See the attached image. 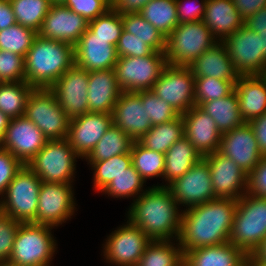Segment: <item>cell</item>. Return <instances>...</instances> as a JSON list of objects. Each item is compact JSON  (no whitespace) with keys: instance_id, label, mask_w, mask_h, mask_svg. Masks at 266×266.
Listing matches in <instances>:
<instances>
[{"instance_id":"1","label":"cell","mask_w":266,"mask_h":266,"mask_svg":"<svg viewBox=\"0 0 266 266\" xmlns=\"http://www.w3.org/2000/svg\"><path fill=\"white\" fill-rule=\"evenodd\" d=\"M238 200L216 198L184 209L178 242L183 255L203 246L229 242Z\"/></svg>"},{"instance_id":"2","label":"cell","mask_w":266,"mask_h":266,"mask_svg":"<svg viewBox=\"0 0 266 266\" xmlns=\"http://www.w3.org/2000/svg\"><path fill=\"white\" fill-rule=\"evenodd\" d=\"M181 211V212H180ZM183 211L166 186L152 185L128 209V221L152 241L178 240Z\"/></svg>"},{"instance_id":"3","label":"cell","mask_w":266,"mask_h":266,"mask_svg":"<svg viewBox=\"0 0 266 266\" xmlns=\"http://www.w3.org/2000/svg\"><path fill=\"white\" fill-rule=\"evenodd\" d=\"M74 65L73 45L37 35L25 57V81L33 88L49 89Z\"/></svg>"},{"instance_id":"4","label":"cell","mask_w":266,"mask_h":266,"mask_svg":"<svg viewBox=\"0 0 266 266\" xmlns=\"http://www.w3.org/2000/svg\"><path fill=\"white\" fill-rule=\"evenodd\" d=\"M266 237V198L246 193L238 199L229 242L251 255Z\"/></svg>"},{"instance_id":"5","label":"cell","mask_w":266,"mask_h":266,"mask_svg":"<svg viewBox=\"0 0 266 266\" xmlns=\"http://www.w3.org/2000/svg\"><path fill=\"white\" fill-rule=\"evenodd\" d=\"M49 225L20 223L8 262L18 266H50L56 248V238Z\"/></svg>"},{"instance_id":"6","label":"cell","mask_w":266,"mask_h":266,"mask_svg":"<svg viewBox=\"0 0 266 266\" xmlns=\"http://www.w3.org/2000/svg\"><path fill=\"white\" fill-rule=\"evenodd\" d=\"M217 42L202 21L179 23L166 37L167 64L189 66Z\"/></svg>"},{"instance_id":"7","label":"cell","mask_w":266,"mask_h":266,"mask_svg":"<svg viewBox=\"0 0 266 266\" xmlns=\"http://www.w3.org/2000/svg\"><path fill=\"white\" fill-rule=\"evenodd\" d=\"M79 157L66 138L48 140L26 166L43 182L73 184Z\"/></svg>"},{"instance_id":"8","label":"cell","mask_w":266,"mask_h":266,"mask_svg":"<svg viewBox=\"0 0 266 266\" xmlns=\"http://www.w3.org/2000/svg\"><path fill=\"white\" fill-rule=\"evenodd\" d=\"M42 180L26 165L7 186L0 201V212L20 223H36Z\"/></svg>"},{"instance_id":"9","label":"cell","mask_w":266,"mask_h":266,"mask_svg":"<svg viewBox=\"0 0 266 266\" xmlns=\"http://www.w3.org/2000/svg\"><path fill=\"white\" fill-rule=\"evenodd\" d=\"M24 116L35 124L47 140L65 139L68 135L70 119L50 89L32 90Z\"/></svg>"},{"instance_id":"10","label":"cell","mask_w":266,"mask_h":266,"mask_svg":"<svg viewBox=\"0 0 266 266\" xmlns=\"http://www.w3.org/2000/svg\"><path fill=\"white\" fill-rule=\"evenodd\" d=\"M166 66L165 53L154 51L145 57H118L114 71L122 91L138 92L151 90Z\"/></svg>"},{"instance_id":"11","label":"cell","mask_w":266,"mask_h":266,"mask_svg":"<svg viewBox=\"0 0 266 266\" xmlns=\"http://www.w3.org/2000/svg\"><path fill=\"white\" fill-rule=\"evenodd\" d=\"M151 91L181 115L195 105V76L188 66L167 64Z\"/></svg>"},{"instance_id":"12","label":"cell","mask_w":266,"mask_h":266,"mask_svg":"<svg viewBox=\"0 0 266 266\" xmlns=\"http://www.w3.org/2000/svg\"><path fill=\"white\" fill-rule=\"evenodd\" d=\"M152 240L128 220L112 231L105 240L103 258L114 266H137L139 259Z\"/></svg>"},{"instance_id":"13","label":"cell","mask_w":266,"mask_h":266,"mask_svg":"<svg viewBox=\"0 0 266 266\" xmlns=\"http://www.w3.org/2000/svg\"><path fill=\"white\" fill-rule=\"evenodd\" d=\"M72 185L42 181L38 196L36 224L56 228L71 220L77 209Z\"/></svg>"},{"instance_id":"14","label":"cell","mask_w":266,"mask_h":266,"mask_svg":"<svg viewBox=\"0 0 266 266\" xmlns=\"http://www.w3.org/2000/svg\"><path fill=\"white\" fill-rule=\"evenodd\" d=\"M234 69L240 76L261 75L266 67L261 37L243 25L223 41Z\"/></svg>"},{"instance_id":"15","label":"cell","mask_w":266,"mask_h":266,"mask_svg":"<svg viewBox=\"0 0 266 266\" xmlns=\"http://www.w3.org/2000/svg\"><path fill=\"white\" fill-rule=\"evenodd\" d=\"M166 187L178 202V206H186L185 209L217 198L212 188L209 165L204 158Z\"/></svg>"},{"instance_id":"16","label":"cell","mask_w":266,"mask_h":266,"mask_svg":"<svg viewBox=\"0 0 266 266\" xmlns=\"http://www.w3.org/2000/svg\"><path fill=\"white\" fill-rule=\"evenodd\" d=\"M89 72L74 65L49 89L69 119L88 112Z\"/></svg>"},{"instance_id":"17","label":"cell","mask_w":266,"mask_h":266,"mask_svg":"<svg viewBox=\"0 0 266 266\" xmlns=\"http://www.w3.org/2000/svg\"><path fill=\"white\" fill-rule=\"evenodd\" d=\"M47 141L31 120L21 116L10 119L0 147L27 165Z\"/></svg>"},{"instance_id":"18","label":"cell","mask_w":266,"mask_h":266,"mask_svg":"<svg viewBox=\"0 0 266 266\" xmlns=\"http://www.w3.org/2000/svg\"><path fill=\"white\" fill-rule=\"evenodd\" d=\"M210 169L212 188L217 198L238 200L247 193L245 173L231 158L219 151L203 156Z\"/></svg>"},{"instance_id":"19","label":"cell","mask_w":266,"mask_h":266,"mask_svg":"<svg viewBox=\"0 0 266 266\" xmlns=\"http://www.w3.org/2000/svg\"><path fill=\"white\" fill-rule=\"evenodd\" d=\"M111 125V114L87 112L70 119L66 139L80 159H85Z\"/></svg>"},{"instance_id":"20","label":"cell","mask_w":266,"mask_h":266,"mask_svg":"<svg viewBox=\"0 0 266 266\" xmlns=\"http://www.w3.org/2000/svg\"><path fill=\"white\" fill-rule=\"evenodd\" d=\"M219 152L231 158L245 173L249 174L263 156L249 123L225 132L221 136Z\"/></svg>"},{"instance_id":"21","label":"cell","mask_w":266,"mask_h":266,"mask_svg":"<svg viewBox=\"0 0 266 266\" xmlns=\"http://www.w3.org/2000/svg\"><path fill=\"white\" fill-rule=\"evenodd\" d=\"M88 21L64 5H51L38 35L75 45L88 29Z\"/></svg>"},{"instance_id":"22","label":"cell","mask_w":266,"mask_h":266,"mask_svg":"<svg viewBox=\"0 0 266 266\" xmlns=\"http://www.w3.org/2000/svg\"><path fill=\"white\" fill-rule=\"evenodd\" d=\"M112 124L119 127L134 141H139L151 127L146 105L137 92L122 91L113 107Z\"/></svg>"},{"instance_id":"23","label":"cell","mask_w":266,"mask_h":266,"mask_svg":"<svg viewBox=\"0 0 266 266\" xmlns=\"http://www.w3.org/2000/svg\"><path fill=\"white\" fill-rule=\"evenodd\" d=\"M181 116L185 136L202 156L219 151L222 134L204 109L194 105Z\"/></svg>"},{"instance_id":"24","label":"cell","mask_w":266,"mask_h":266,"mask_svg":"<svg viewBox=\"0 0 266 266\" xmlns=\"http://www.w3.org/2000/svg\"><path fill=\"white\" fill-rule=\"evenodd\" d=\"M75 65L88 72L114 69L118 60L116 46L107 39L95 37L87 29L74 45Z\"/></svg>"},{"instance_id":"25","label":"cell","mask_w":266,"mask_h":266,"mask_svg":"<svg viewBox=\"0 0 266 266\" xmlns=\"http://www.w3.org/2000/svg\"><path fill=\"white\" fill-rule=\"evenodd\" d=\"M121 92L114 69L89 72L88 112L111 114Z\"/></svg>"},{"instance_id":"26","label":"cell","mask_w":266,"mask_h":266,"mask_svg":"<svg viewBox=\"0 0 266 266\" xmlns=\"http://www.w3.org/2000/svg\"><path fill=\"white\" fill-rule=\"evenodd\" d=\"M195 77H212L231 81L234 85L239 74L234 69L227 48L217 42L197 57L189 66Z\"/></svg>"},{"instance_id":"27","label":"cell","mask_w":266,"mask_h":266,"mask_svg":"<svg viewBox=\"0 0 266 266\" xmlns=\"http://www.w3.org/2000/svg\"><path fill=\"white\" fill-rule=\"evenodd\" d=\"M202 22L218 42H223L244 25L232 0H207Z\"/></svg>"},{"instance_id":"28","label":"cell","mask_w":266,"mask_h":266,"mask_svg":"<svg viewBox=\"0 0 266 266\" xmlns=\"http://www.w3.org/2000/svg\"><path fill=\"white\" fill-rule=\"evenodd\" d=\"M234 90L245 123L266 112V80L261 75L239 76Z\"/></svg>"},{"instance_id":"29","label":"cell","mask_w":266,"mask_h":266,"mask_svg":"<svg viewBox=\"0 0 266 266\" xmlns=\"http://www.w3.org/2000/svg\"><path fill=\"white\" fill-rule=\"evenodd\" d=\"M248 255L230 242L203 246L184 255L186 266H247Z\"/></svg>"},{"instance_id":"30","label":"cell","mask_w":266,"mask_h":266,"mask_svg":"<svg viewBox=\"0 0 266 266\" xmlns=\"http://www.w3.org/2000/svg\"><path fill=\"white\" fill-rule=\"evenodd\" d=\"M203 156L194 148L186 136L175 142L165 153L163 179L167 186L189 171Z\"/></svg>"},{"instance_id":"31","label":"cell","mask_w":266,"mask_h":266,"mask_svg":"<svg viewBox=\"0 0 266 266\" xmlns=\"http://www.w3.org/2000/svg\"><path fill=\"white\" fill-rule=\"evenodd\" d=\"M200 107L212 117L221 134L245 123L240 115L238 96L235 90L223 98L204 102Z\"/></svg>"},{"instance_id":"32","label":"cell","mask_w":266,"mask_h":266,"mask_svg":"<svg viewBox=\"0 0 266 266\" xmlns=\"http://www.w3.org/2000/svg\"><path fill=\"white\" fill-rule=\"evenodd\" d=\"M183 136L184 122L180 115L171 122L153 125L138 142L149 150L165 154Z\"/></svg>"},{"instance_id":"33","label":"cell","mask_w":266,"mask_h":266,"mask_svg":"<svg viewBox=\"0 0 266 266\" xmlns=\"http://www.w3.org/2000/svg\"><path fill=\"white\" fill-rule=\"evenodd\" d=\"M183 265L184 255L178 240L151 241L137 264V266Z\"/></svg>"},{"instance_id":"34","label":"cell","mask_w":266,"mask_h":266,"mask_svg":"<svg viewBox=\"0 0 266 266\" xmlns=\"http://www.w3.org/2000/svg\"><path fill=\"white\" fill-rule=\"evenodd\" d=\"M134 140L116 125H111L101 140L85 158L87 162H99L113 156L130 153Z\"/></svg>"},{"instance_id":"35","label":"cell","mask_w":266,"mask_h":266,"mask_svg":"<svg viewBox=\"0 0 266 266\" xmlns=\"http://www.w3.org/2000/svg\"><path fill=\"white\" fill-rule=\"evenodd\" d=\"M139 14L166 37L178 25L175 0H151Z\"/></svg>"},{"instance_id":"36","label":"cell","mask_w":266,"mask_h":266,"mask_svg":"<svg viewBox=\"0 0 266 266\" xmlns=\"http://www.w3.org/2000/svg\"><path fill=\"white\" fill-rule=\"evenodd\" d=\"M33 89L26 81L0 83V111L9 118L24 116L27 99Z\"/></svg>"},{"instance_id":"37","label":"cell","mask_w":266,"mask_h":266,"mask_svg":"<svg viewBox=\"0 0 266 266\" xmlns=\"http://www.w3.org/2000/svg\"><path fill=\"white\" fill-rule=\"evenodd\" d=\"M123 30L136 35L157 52L165 53L166 36L139 13L122 15Z\"/></svg>"},{"instance_id":"38","label":"cell","mask_w":266,"mask_h":266,"mask_svg":"<svg viewBox=\"0 0 266 266\" xmlns=\"http://www.w3.org/2000/svg\"><path fill=\"white\" fill-rule=\"evenodd\" d=\"M16 23L39 32L51 7L50 0H9Z\"/></svg>"},{"instance_id":"39","label":"cell","mask_w":266,"mask_h":266,"mask_svg":"<svg viewBox=\"0 0 266 266\" xmlns=\"http://www.w3.org/2000/svg\"><path fill=\"white\" fill-rule=\"evenodd\" d=\"M132 165L145 180L162 177L164 174L165 154L152 151L134 141L131 148Z\"/></svg>"},{"instance_id":"40","label":"cell","mask_w":266,"mask_h":266,"mask_svg":"<svg viewBox=\"0 0 266 266\" xmlns=\"http://www.w3.org/2000/svg\"><path fill=\"white\" fill-rule=\"evenodd\" d=\"M93 172V188L101 192L112 180L132 165L130 153L120 154L99 162H88Z\"/></svg>"},{"instance_id":"41","label":"cell","mask_w":266,"mask_h":266,"mask_svg":"<svg viewBox=\"0 0 266 266\" xmlns=\"http://www.w3.org/2000/svg\"><path fill=\"white\" fill-rule=\"evenodd\" d=\"M144 183H146L145 180L136 171L133 165H131L126 169V172L116 176L101 193L108 195V197L112 196L113 198L119 199L133 197L134 201L146 191V189H143L145 188L143 187L145 186Z\"/></svg>"},{"instance_id":"42","label":"cell","mask_w":266,"mask_h":266,"mask_svg":"<svg viewBox=\"0 0 266 266\" xmlns=\"http://www.w3.org/2000/svg\"><path fill=\"white\" fill-rule=\"evenodd\" d=\"M37 35L38 33L31 28L15 23L9 28L0 30V50L26 57Z\"/></svg>"},{"instance_id":"43","label":"cell","mask_w":266,"mask_h":266,"mask_svg":"<svg viewBox=\"0 0 266 266\" xmlns=\"http://www.w3.org/2000/svg\"><path fill=\"white\" fill-rule=\"evenodd\" d=\"M88 29L95 37L107 39L108 43L116 46L123 31L122 15L110 8L106 13L89 21Z\"/></svg>"},{"instance_id":"44","label":"cell","mask_w":266,"mask_h":266,"mask_svg":"<svg viewBox=\"0 0 266 266\" xmlns=\"http://www.w3.org/2000/svg\"><path fill=\"white\" fill-rule=\"evenodd\" d=\"M234 84L212 77H195V105L216 100L229 95L234 90Z\"/></svg>"},{"instance_id":"45","label":"cell","mask_w":266,"mask_h":266,"mask_svg":"<svg viewBox=\"0 0 266 266\" xmlns=\"http://www.w3.org/2000/svg\"><path fill=\"white\" fill-rule=\"evenodd\" d=\"M142 105H146V112L152 126L171 122L180 114L167 102L160 99L151 90L138 91Z\"/></svg>"},{"instance_id":"46","label":"cell","mask_w":266,"mask_h":266,"mask_svg":"<svg viewBox=\"0 0 266 266\" xmlns=\"http://www.w3.org/2000/svg\"><path fill=\"white\" fill-rule=\"evenodd\" d=\"M25 81V57L0 50V83Z\"/></svg>"},{"instance_id":"47","label":"cell","mask_w":266,"mask_h":266,"mask_svg":"<svg viewBox=\"0 0 266 266\" xmlns=\"http://www.w3.org/2000/svg\"><path fill=\"white\" fill-rule=\"evenodd\" d=\"M118 57H145L151 55L155 50L143 40L126 31H122L116 45Z\"/></svg>"},{"instance_id":"48","label":"cell","mask_w":266,"mask_h":266,"mask_svg":"<svg viewBox=\"0 0 266 266\" xmlns=\"http://www.w3.org/2000/svg\"><path fill=\"white\" fill-rule=\"evenodd\" d=\"M80 14L88 22L106 13L111 8L110 0H66L63 4Z\"/></svg>"},{"instance_id":"49","label":"cell","mask_w":266,"mask_h":266,"mask_svg":"<svg viewBox=\"0 0 266 266\" xmlns=\"http://www.w3.org/2000/svg\"><path fill=\"white\" fill-rule=\"evenodd\" d=\"M20 222L0 212V261H8Z\"/></svg>"},{"instance_id":"50","label":"cell","mask_w":266,"mask_h":266,"mask_svg":"<svg viewBox=\"0 0 266 266\" xmlns=\"http://www.w3.org/2000/svg\"><path fill=\"white\" fill-rule=\"evenodd\" d=\"M24 164L9 151L0 147V197L3 198L7 186L22 169ZM0 199V201H1Z\"/></svg>"},{"instance_id":"51","label":"cell","mask_w":266,"mask_h":266,"mask_svg":"<svg viewBox=\"0 0 266 266\" xmlns=\"http://www.w3.org/2000/svg\"><path fill=\"white\" fill-rule=\"evenodd\" d=\"M190 1V2H189ZM196 3H195V2ZM177 6V17L179 23L197 22L203 20L207 0H175ZM189 3V4H188Z\"/></svg>"},{"instance_id":"52","label":"cell","mask_w":266,"mask_h":266,"mask_svg":"<svg viewBox=\"0 0 266 266\" xmlns=\"http://www.w3.org/2000/svg\"><path fill=\"white\" fill-rule=\"evenodd\" d=\"M247 193L266 198V157L248 174Z\"/></svg>"},{"instance_id":"53","label":"cell","mask_w":266,"mask_h":266,"mask_svg":"<svg viewBox=\"0 0 266 266\" xmlns=\"http://www.w3.org/2000/svg\"><path fill=\"white\" fill-rule=\"evenodd\" d=\"M151 0H111V9L120 15L140 13Z\"/></svg>"},{"instance_id":"54","label":"cell","mask_w":266,"mask_h":266,"mask_svg":"<svg viewBox=\"0 0 266 266\" xmlns=\"http://www.w3.org/2000/svg\"><path fill=\"white\" fill-rule=\"evenodd\" d=\"M249 125L253 128L261 155L266 157V112L252 119Z\"/></svg>"},{"instance_id":"55","label":"cell","mask_w":266,"mask_h":266,"mask_svg":"<svg viewBox=\"0 0 266 266\" xmlns=\"http://www.w3.org/2000/svg\"><path fill=\"white\" fill-rule=\"evenodd\" d=\"M232 2L244 21L266 6V0H232Z\"/></svg>"},{"instance_id":"56","label":"cell","mask_w":266,"mask_h":266,"mask_svg":"<svg viewBox=\"0 0 266 266\" xmlns=\"http://www.w3.org/2000/svg\"><path fill=\"white\" fill-rule=\"evenodd\" d=\"M244 25L257 33H266V6L248 17Z\"/></svg>"},{"instance_id":"57","label":"cell","mask_w":266,"mask_h":266,"mask_svg":"<svg viewBox=\"0 0 266 266\" xmlns=\"http://www.w3.org/2000/svg\"><path fill=\"white\" fill-rule=\"evenodd\" d=\"M15 16L9 0H0V30L15 24Z\"/></svg>"},{"instance_id":"58","label":"cell","mask_w":266,"mask_h":266,"mask_svg":"<svg viewBox=\"0 0 266 266\" xmlns=\"http://www.w3.org/2000/svg\"><path fill=\"white\" fill-rule=\"evenodd\" d=\"M247 261L266 262V237L262 241L261 245L251 255H248Z\"/></svg>"},{"instance_id":"59","label":"cell","mask_w":266,"mask_h":266,"mask_svg":"<svg viewBox=\"0 0 266 266\" xmlns=\"http://www.w3.org/2000/svg\"><path fill=\"white\" fill-rule=\"evenodd\" d=\"M10 119L7 115L0 111V141L3 139L5 131L8 127Z\"/></svg>"},{"instance_id":"60","label":"cell","mask_w":266,"mask_h":266,"mask_svg":"<svg viewBox=\"0 0 266 266\" xmlns=\"http://www.w3.org/2000/svg\"><path fill=\"white\" fill-rule=\"evenodd\" d=\"M258 35L261 37L262 54L266 58V33H258Z\"/></svg>"},{"instance_id":"61","label":"cell","mask_w":266,"mask_h":266,"mask_svg":"<svg viewBox=\"0 0 266 266\" xmlns=\"http://www.w3.org/2000/svg\"><path fill=\"white\" fill-rule=\"evenodd\" d=\"M247 266H266V262H262V261H247Z\"/></svg>"},{"instance_id":"62","label":"cell","mask_w":266,"mask_h":266,"mask_svg":"<svg viewBox=\"0 0 266 266\" xmlns=\"http://www.w3.org/2000/svg\"><path fill=\"white\" fill-rule=\"evenodd\" d=\"M66 0H50L52 5H63Z\"/></svg>"},{"instance_id":"63","label":"cell","mask_w":266,"mask_h":266,"mask_svg":"<svg viewBox=\"0 0 266 266\" xmlns=\"http://www.w3.org/2000/svg\"><path fill=\"white\" fill-rule=\"evenodd\" d=\"M0 266H18V265L12 264L8 261H0Z\"/></svg>"},{"instance_id":"64","label":"cell","mask_w":266,"mask_h":266,"mask_svg":"<svg viewBox=\"0 0 266 266\" xmlns=\"http://www.w3.org/2000/svg\"><path fill=\"white\" fill-rule=\"evenodd\" d=\"M261 76L266 80V67L264 69V72L261 74Z\"/></svg>"}]
</instances>
